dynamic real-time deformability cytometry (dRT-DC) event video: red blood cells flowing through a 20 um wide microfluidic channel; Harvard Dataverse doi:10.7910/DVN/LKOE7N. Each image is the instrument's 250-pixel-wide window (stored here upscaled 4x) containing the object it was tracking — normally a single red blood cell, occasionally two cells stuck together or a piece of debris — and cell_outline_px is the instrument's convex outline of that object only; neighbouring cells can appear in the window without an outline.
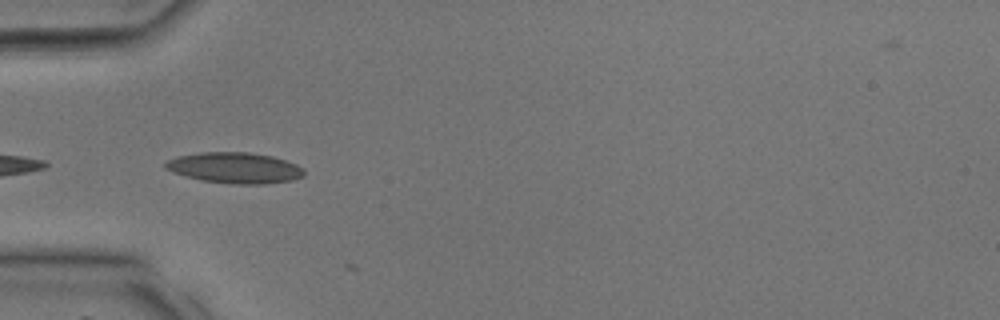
{"species": "common noctule bat (a hibernating species)", "species_latin": "Nyctalus noctula", "temperature_condition": "room temperature", "stored_images_in_passage": 2, "camera_frame_rate_fps": 3000, "um_per_image_px": 0.085, "animal": {"sex": "male", "body_mass_g": 17.9, "forearm_length_mm": 54.2}, "frame": {"image": 1, "passage_image": 1, "time_ms": 0.0, "image_size_px": [1000, 320], "cell_outline_px": [[304, 176], [292, 180], [264, 184], [232, 184], [200, 180], [172, 172], [164, 168], [164, 164], [168, 160], [176, 156], [200, 152], [248, 152], [272, 156], [296, 164], [304, 168]], "centroid_in_image_um": [19.94, 14.27], "position_along_channel_um": 65.1, "area_um2": 25.03}}